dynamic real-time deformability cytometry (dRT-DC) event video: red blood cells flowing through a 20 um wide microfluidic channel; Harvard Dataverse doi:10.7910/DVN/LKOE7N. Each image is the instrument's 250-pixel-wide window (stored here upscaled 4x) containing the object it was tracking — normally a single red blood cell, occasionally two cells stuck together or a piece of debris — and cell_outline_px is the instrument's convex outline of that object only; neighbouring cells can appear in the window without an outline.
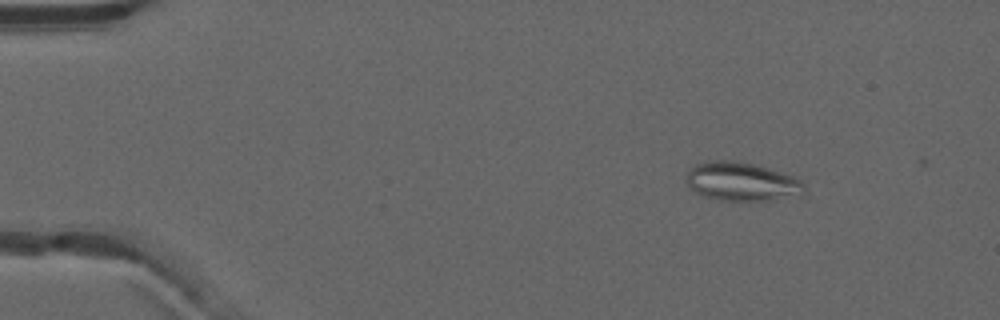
{"species": "common noctule bat (a hibernating species)", "species_latin": "Nyctalus noctula", "temperature_condition": "warm", "stored_images_in_passage": 9, "camera_frame_rate_fps": 3000, "um_per_image_px": 0.085, "animal": {"sex": "male", "forearm_length_mm": 52.5}, "frame": {"image": 1, "passage_image": 7, "time_ms": 2.0, "image_size_px": [1000, 320], "cell_outline_px": [[804, 188], [800, 196], [764, 200], [720, 200], [704, 196], [696, 192], [688, 184], [688, 168], [696, 164], [708, 160], [728, 160], [752, 164], [768, 168], [792, 176], [800, 180], [804, 184]], "centroid_in_image_um": [63.03, 15.43], "position_along_channel_um": 22.0, "area_um2": 26.18}}